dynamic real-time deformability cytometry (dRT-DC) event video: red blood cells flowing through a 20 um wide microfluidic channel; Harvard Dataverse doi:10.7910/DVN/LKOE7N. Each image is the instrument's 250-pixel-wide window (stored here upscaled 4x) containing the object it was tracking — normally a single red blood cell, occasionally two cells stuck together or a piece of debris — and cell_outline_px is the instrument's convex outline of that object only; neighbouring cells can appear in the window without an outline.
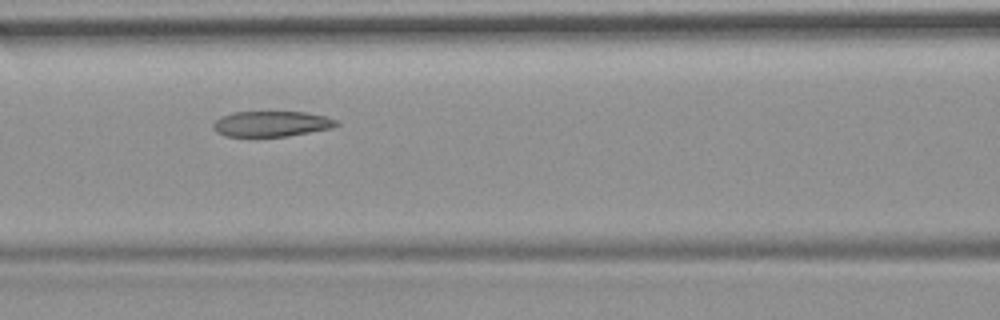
{"species": "common noctule bat (a hibernating species)", "species_latin": "Nyctalus noctula", "temperature_condition": "room temperature", "stored_images_in_passage": 43, "camera_frame_rate_fps": 3000, "um_per_image_px": 0.085, "animal": {"sex": "female", "body_mass_g": 19.9}, "frame": {"image": 1, "passage_image": 19, "time_ms": 6.0, "image_size_px": [1000, 320], "cell_outline_px": [[340, 124], [332, 128], [288, 136], [224, 136], [216, 132], [212, 128], [212, 124], [220, 116], [232, 112], [304, 112], [324, 116], [336, 120]], "centroid_in_image_um": [23.04, 10.52], "position_along_channel_um": 143.6, "area_um2": 18.32}}